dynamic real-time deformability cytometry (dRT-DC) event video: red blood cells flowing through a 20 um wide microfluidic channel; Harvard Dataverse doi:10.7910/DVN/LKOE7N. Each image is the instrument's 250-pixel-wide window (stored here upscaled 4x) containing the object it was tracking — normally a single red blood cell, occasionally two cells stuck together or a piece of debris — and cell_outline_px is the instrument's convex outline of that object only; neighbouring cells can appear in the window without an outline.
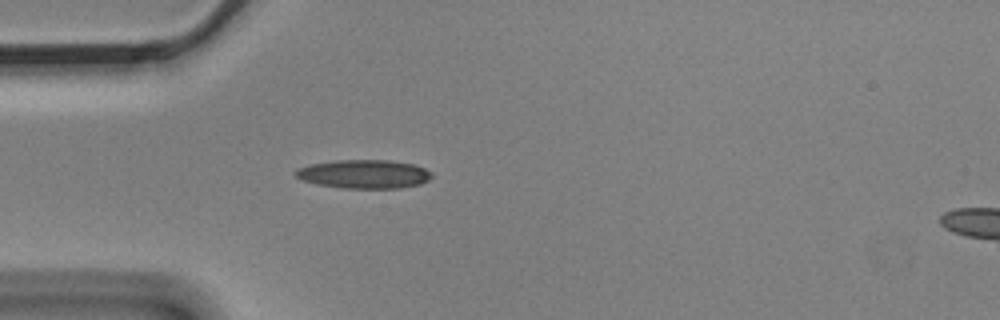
{"species": "Egyptian fruit bat (a non-hibernating species)", "species_latin": "Rousettus aegyptiacus", "temperature_condition": "cold", "stored_images_in_passage": 2, "segment_of_instrument_passage": [1, 2], "camera_frame_rate_fps": 3000, "um_per_image_px": 0.085, "animal": {"sex": "male"}, "frame": {"image": 1, "passage_image": 1, "time_ms": 0.0, "image_size_px": [1000, 320], "cell_outline_px": [[432, 176], [428, 180], [420, 184], [400, 188], [344, 188], [316, 184], [300, 180], [292, 172], [296, 168], [312, 164], [336, 160], [388, 160], [412, 164], [424, 168], [432, 172]], "centroid_in_image_um": [30.9, 14.8], "position_along_channel_um": 54.1, "area_um2": 22.83}}